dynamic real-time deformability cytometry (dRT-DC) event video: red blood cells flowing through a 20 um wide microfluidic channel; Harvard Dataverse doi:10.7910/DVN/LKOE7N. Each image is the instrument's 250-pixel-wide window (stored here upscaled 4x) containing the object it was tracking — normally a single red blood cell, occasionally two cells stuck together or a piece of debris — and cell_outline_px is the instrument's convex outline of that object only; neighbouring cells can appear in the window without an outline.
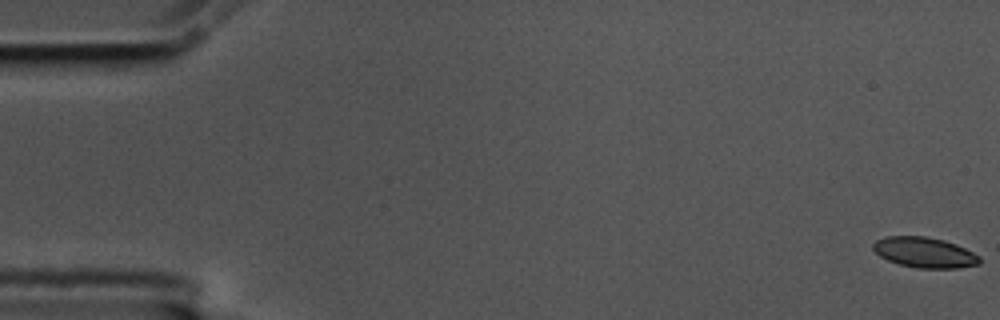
{"species": "common noctule bat (a hibernating species)", "species_latin": "Nyctalus noctula", "temperature_condition": "cold", "stored_images_in_passage": 14, "camera_frame_rate_fps": 3000, "um_per_image_px": 0.085, "animal": {"sex": "male", "body_mass_g": 17.5, "forearm_length_mm": 52.3}, "frame": {"image": 1, "passage_image": 1, "time_ms": 0.0, "image_size_px": [1000, 320], "cell_outline_px": [[980, 264], [956, 268], [916, 268], [900, 264], [888, 260], [880, 256], [872, 248], [872, 244], [876, 240], [884, 236], [924, 236], [944, 240], [956, 244], [980, 256]], "centroid_in_image_um": [78.57, 21.45], "position_along_channel_um": 6.4, "area_um2": 18.84}}